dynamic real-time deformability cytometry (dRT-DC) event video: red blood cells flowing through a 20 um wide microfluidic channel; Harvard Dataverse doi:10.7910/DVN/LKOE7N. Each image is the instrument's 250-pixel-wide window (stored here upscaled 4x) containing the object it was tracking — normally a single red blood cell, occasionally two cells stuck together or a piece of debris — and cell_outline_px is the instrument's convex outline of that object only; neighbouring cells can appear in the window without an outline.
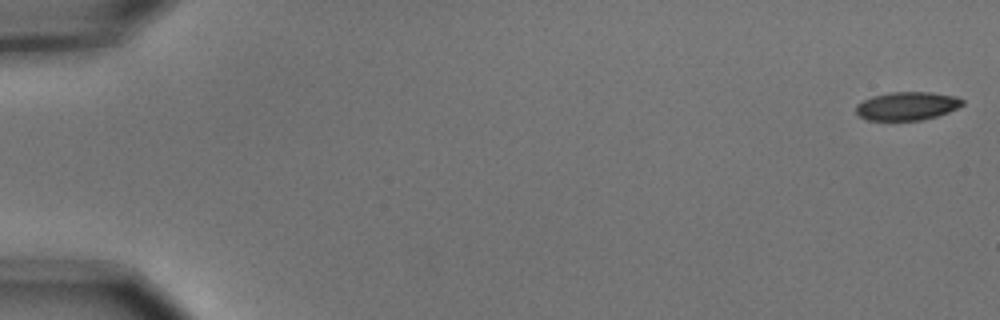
{"species": "common noctule bat (a hibernating species)", "species_latin": "Nyctalus noctula", "temperature_condition": "cold", "stored_images_in_passage": 55, "camera_frame_rate_fps": 3000, "um_per_image_px": 0.085, "animal": {"sex": "male", "body_mass_g": 15.6}, "frame": {"image": 1, "passage_image": 1, "time_ms": 0.0, "image_size_px": [1000, 320], "cell_outline_px": [[964, 104], [948, 112], [936, 116], [920, 120], [868, 120], [860, 116], [856, 112], [856, 104], [872, 96], [892, 92], [932, 92], [956, 96], [964, 100]], "centroid_in_image_um": [77.11, 9.0], "position_along_channel_um": 7.9, "area_um2": 17.51}}
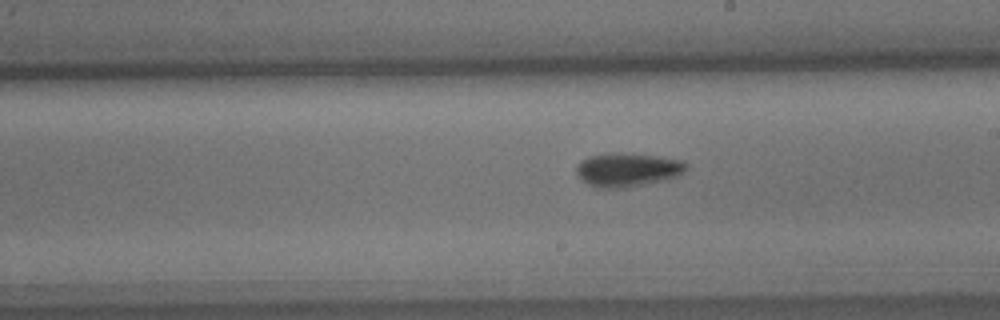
{"frame": {"image": 2, "passage_image": 32, "time_ms": 10.333, "image_size_px": [1000, 320], "cell_outline_px": [[688, 168], [684, 172], [676, 176], [664, 180], [624, 188], [596, 188], [588, 184], [576, 172], [576, 168], [580, 160], [588, 156], [612, 152], [632, 152], [684, 160], [688, 164]], "centroid_in_image_um": [53.36, 14.4], "position_along_channel_um": 235.6, "area_um2": 21.96}}
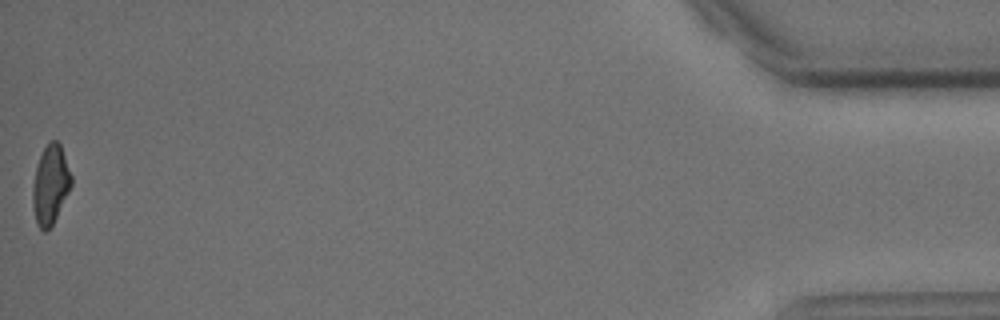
{"frame": {"image": 3, "passage_image": 55, "time_ms": 18.0, "image_size_px": [1000, 320], "cell_outline_px": [[72, 184], [52, 224], [44, 232], [36, 224], [32, 204], [32, 184], [36, 168], [40, 156], [48, 140], [56, 140], [60, 144], [72, 176]], "centroid_in_image_um": [4.27, 15.68], "position_along_channel_um": 430.9, "area_um2": 17.63}, "authors_computed_cell_mechanics": {"area_um2": 19.1318, "velocity_mm_per_s": 3.6993, "shape_relaxation_time_tau1_ms": 3.5783, "shape_relaxation_time_tau2_ms": null, "deformation_change_tau1": 0.1143, "deformation_change_tau2": null}}